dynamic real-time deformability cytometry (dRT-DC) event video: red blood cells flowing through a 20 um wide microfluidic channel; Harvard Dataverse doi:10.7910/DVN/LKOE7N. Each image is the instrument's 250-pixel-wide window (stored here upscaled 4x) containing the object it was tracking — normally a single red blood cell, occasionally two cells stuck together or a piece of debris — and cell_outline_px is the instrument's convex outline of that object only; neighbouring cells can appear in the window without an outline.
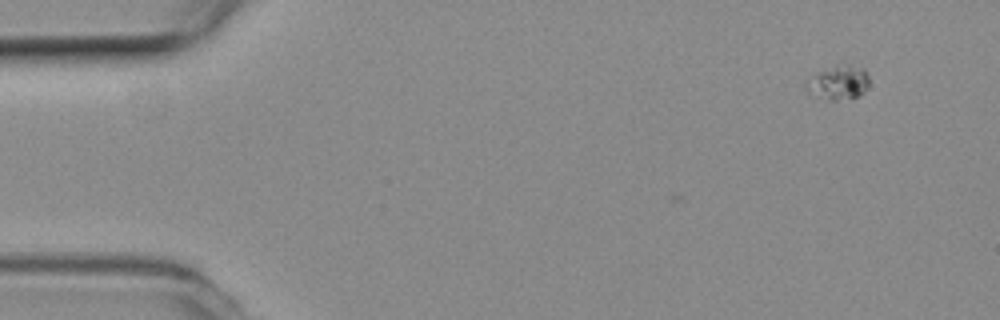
{"species": "common noctule bat (a hibernating species)", "species_latin": "Nyctalus noctula", "temperature_condition": "room temperature", "stored_images_in_passage": 3, "camera_frame_rate_fps": 3000, "um_per_image_px": 0.085, "animal": {"sex": "female", "body_mass_g": 19.3, "forearm_length_mm": 54.1}, "frame": {"image": 1, "passage_image": 1, "time_ms": 0.0, "image_size_px": [1000, 320], "cell_outline_px": [[868, 84], [864, 92], [860, 96], [836, 100], [832, 100], [808, 92], [804, 88], [820, 72], [836, 68], [860, 68], [868, 76]], "centroid_in_image_um": [71.32, 7.11], "position_along_channel_um": 13.7, "area_um2": 11.1}}